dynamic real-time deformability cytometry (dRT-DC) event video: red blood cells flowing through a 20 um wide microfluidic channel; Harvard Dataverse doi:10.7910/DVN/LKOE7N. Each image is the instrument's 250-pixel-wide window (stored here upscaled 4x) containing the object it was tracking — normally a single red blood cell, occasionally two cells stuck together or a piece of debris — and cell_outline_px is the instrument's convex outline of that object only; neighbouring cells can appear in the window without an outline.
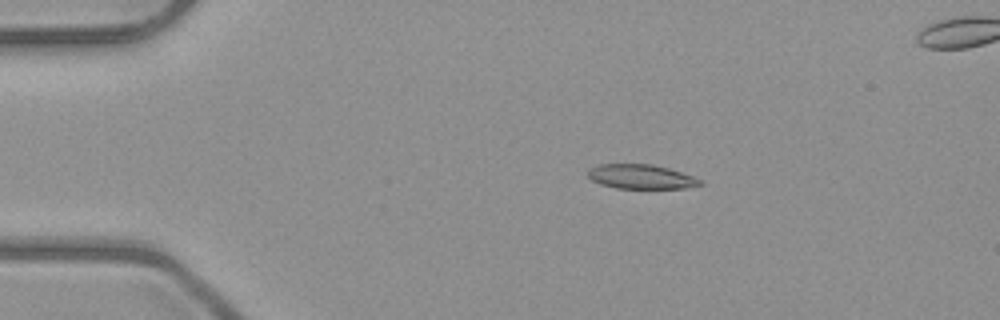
{"species": "common noctule bat (a hibernating species)", "species_latin": "Nyctalus noctula", "temperature_condition": "room temperature", "stored_images_in_passage": 6, "camera_frame_rate_fps": 3000, "um_per_image_px": 0.085, "animal": {"sex": "male", "body_mass_g": 23.1, "forearm_length_mm": 52.7}, "frame": {"image": 1, "passage_image": 4, "time_ms": 3.333, "image_size_px": [1000, 320], "cell_outline_px": [[704, 184], [684, 188], [616, 188], [600, 184], [592, 180], [588, 176], [588, 172], [592, 168], [600, 164], [652, 164], [668, 168], [692, 176], [700, 180]], "centroid_in_image_um": [54.48, 15.02], "position_along_channel_um": 30.5, "area_um2": 15.72}}